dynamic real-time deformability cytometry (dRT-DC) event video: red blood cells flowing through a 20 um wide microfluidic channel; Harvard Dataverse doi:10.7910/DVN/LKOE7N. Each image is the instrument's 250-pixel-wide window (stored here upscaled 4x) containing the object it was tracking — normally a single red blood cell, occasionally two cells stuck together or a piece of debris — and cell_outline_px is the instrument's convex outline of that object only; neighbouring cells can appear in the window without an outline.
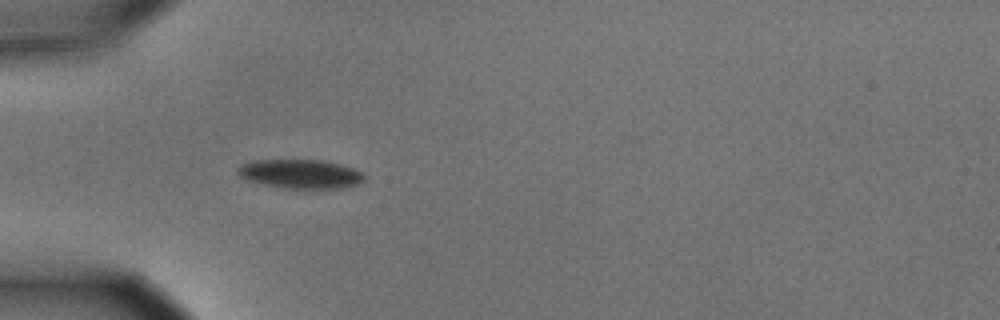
{"species": "common noctule bat (a hibernating species)", "species_latin": "Nyctalus noctula", "temperature_condition": "cold", "stored_images_in_passage": 1, "camera_frame_rate_fps": 3000, "um_per_image_px": 0.085, "animal": {"sex": "male", "body_mass_g": 15.6}, "frame": {"image": 1, "passage_image": 1, "time_ms": 0.0, "image_size_px": [1000, 320], "cell_outline_px": [[364, 180], [356, 184], [344, 188], [284, 188], [264, 184], [248, 180], [240, 176], [236, 172], [236, 168], [240, 164], [252, 160], [324, 160], [340, 164], [364, 172]], "centroid_in_image_um": [25.52, 14.77], "position_along_channel_um": 59.5, "area_um2": 21.44}}